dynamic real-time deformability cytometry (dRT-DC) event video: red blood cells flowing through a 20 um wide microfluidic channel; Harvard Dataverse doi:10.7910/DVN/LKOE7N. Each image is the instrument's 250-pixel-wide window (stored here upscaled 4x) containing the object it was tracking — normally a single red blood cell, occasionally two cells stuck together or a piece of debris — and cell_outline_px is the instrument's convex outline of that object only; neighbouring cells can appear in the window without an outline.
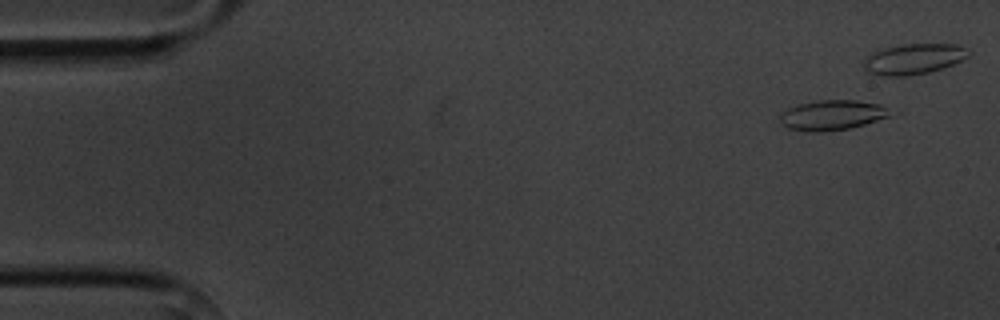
{"species": "common noctule bat (a hibernating species)", "species_latin": "Nyctalus noctula", "temperature_condition": "cold", "stored_images_in_passage": 5, "camera_frame_rate_fps": 3000, "um_per_image_px": 0.085, "animal": {"sex": "male", "body_mass_g": 20.1, "forearm_length_mm": 53.5}, "frame": {"image": 1, "passage_image": 1, "time_ms": 0.0, "image_size_px": [1000, 320], "cell_outline_px": [[900, 112], [892, 116], [864, 124], [848, 128], [820, 132], [808, 132], [788, 128], [780, 124], [780, 116], [788, 108], [800, 104], [820, 100], [856, 100], [880, 104], [900, 108]], "centroid_in_image_um": [70.91, 9.77], "position_along_channel_um": 14.1, "area_um2": 19.83}}